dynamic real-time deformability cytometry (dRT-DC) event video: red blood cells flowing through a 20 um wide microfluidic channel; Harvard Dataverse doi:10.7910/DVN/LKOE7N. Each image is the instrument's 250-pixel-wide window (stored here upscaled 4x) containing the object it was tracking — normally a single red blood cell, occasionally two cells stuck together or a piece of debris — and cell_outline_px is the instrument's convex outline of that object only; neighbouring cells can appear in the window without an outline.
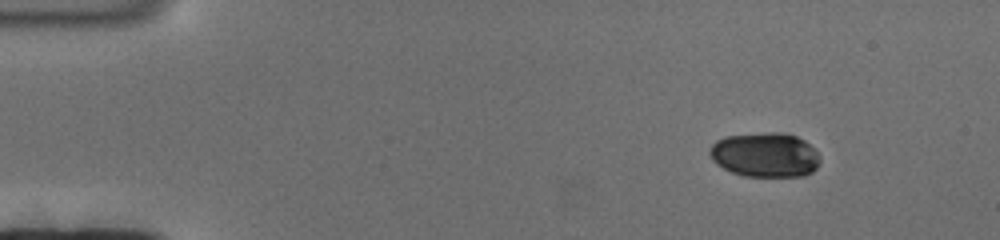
{"species": "human", "species_latin": "Homo sapiens", "temperature_condition": "cold", "stored_images_in_passage": 71, "camera_frame_rate_fps": 3000, "um_per_image_px": 0.085, "donor": {"sex": "female"}, "frame": {"image": 1, "passage_image": 1, "time_ms": 0.0, "image_size_px": [1000, 240], "cell_outline_px": [[820, 164], [812, 172], [804, 176], [744, 176], [732, 172], [716, 164], [712, 160], [708, 152], [708, 148], [716, 140], [724, 136], [768, 132], [780, 132], [796, 136], [804, 140], [820, 156]], "centroid_in_image_um": [65.01, 13.16], "position_along_channel_um": 20.0, "area_um2": 28.84}}
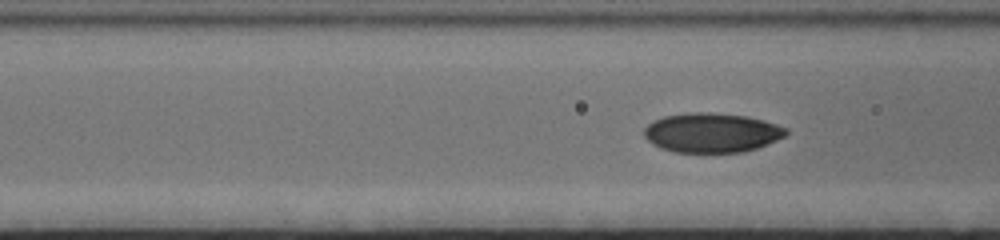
{"frame": {"image": 2, "passage_image": 41, "time_ms": 13.333, "image_size_px": [1000, 240], "cell_outline_px": [[788, 132], [784, 136], [768, 144], [744, 152], [676, 152], [660, 148], [652, 144], [644, 136], [644, 128], [652, 120], [664, 116], [688, 112], [712, 112], [748, 116], [764, 120], [788, 128]], "centroid_in_image_um": [60.49, 11.27], "position_along_channel_um": 106.1, "area_um2": 32.89}}
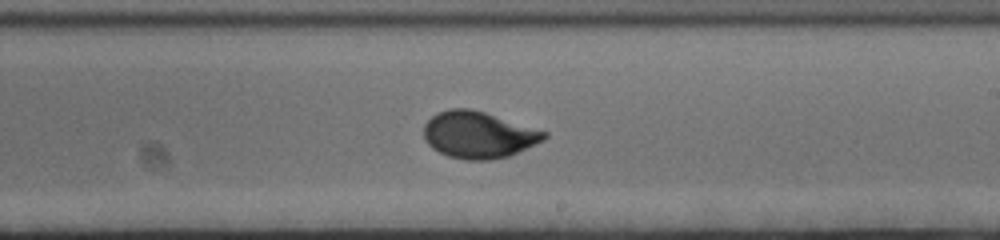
{"frame": {"image": 3, "passage_image": 71, "time_ms": 23.333, "image_size_px": [1000, 240], "cell_outline_px": [[548, 136], [544, 140], [508, 156], [488, 160], [464, 160], [448, 156], [432, 148], [424, 140], [424, 124], [436, 112], [448, 108], [468, 108], [484, 112], [548, 132]], "centroid_in_image_um": [40.64, 11.45], "position_along_channel_um": 248.4, "area_um2": 32.71}}